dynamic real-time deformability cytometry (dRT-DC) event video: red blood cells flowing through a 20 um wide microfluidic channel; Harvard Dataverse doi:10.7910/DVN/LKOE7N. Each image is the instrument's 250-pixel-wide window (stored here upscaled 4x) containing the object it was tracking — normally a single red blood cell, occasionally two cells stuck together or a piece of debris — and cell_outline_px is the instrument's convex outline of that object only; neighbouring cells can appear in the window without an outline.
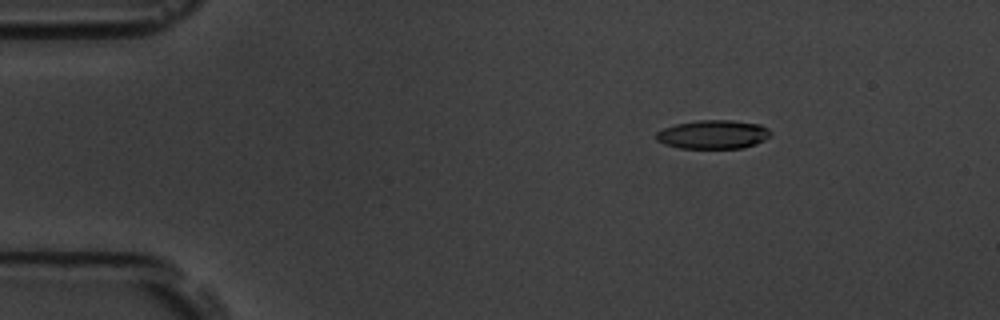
{"species": "common noctule bat (a hibernating species)", "species_latin": "Nyctalus noctula", "temperature_condition": "room temperature", "stored_images_in_passage": 7, "camera_frame_rate_fps": 3000, "um_per_image_px": 0.085, "animal": {"sex": "male", "body_mass_g": 19.5, "forearm_length_mm": 54.6}, "frame": {"image": 1, "passage_image": 3, "time_ms": 2.333, "image_size_px": [1000, 320], "cell_outline_px": [[772, 136], [756, 144], [744, 148], [680, 148], [664, 144], [656, 140], [656, 132], [664, 128], [676, 124], [696, 120], [732, 120], [760, 124], [768, 128], [772, 132]], "centroid_in_image_um": [60.65, 11.43], "position_along_channel_um": 24.4, "area_um2": 19.36}}
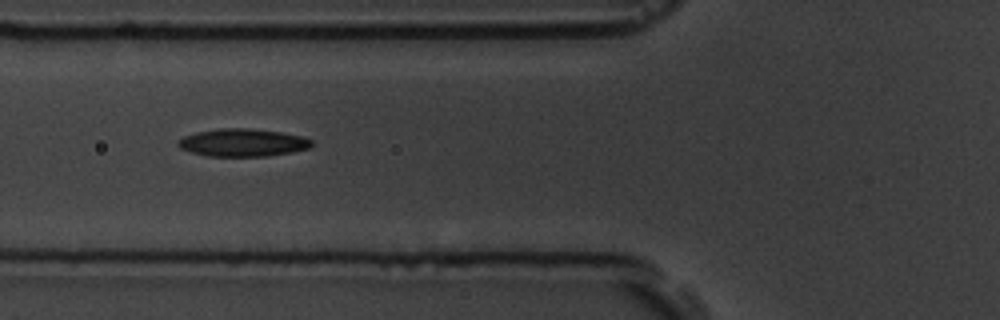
{"frame": {"image": 2, "passage_image": 6, "time_ms": 6.667, "image_size_px": [1000, 320], "cell_outline_px": [[312, 144], [308, 148], [292, 152], [268, 156], [208, 156], [192, 152], [180, 148], [176, 144], [176, 140], [184, 136], [196, 132], [220, 128], [248, 128], [280, 132], [304, 136], [312, 140]], "centroid_in_image_um": [20.61, 12.12], "position_along_channel_um": 105.2, "area_um2": 21.62}}
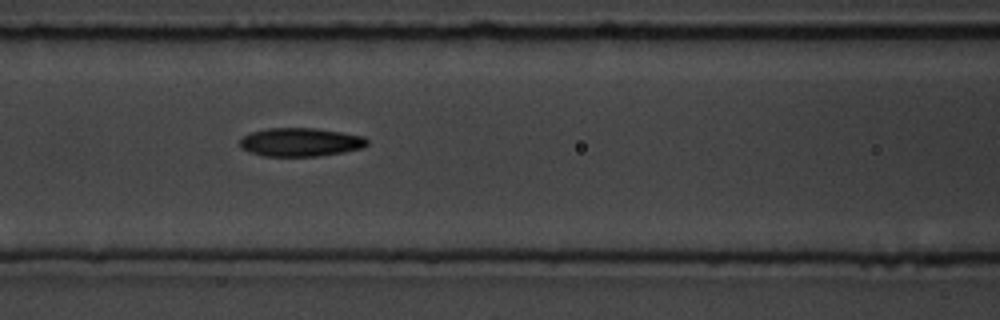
{"frame": {"image": 3, "passage_image": 7, "time_ms": 7.667, "image_size_px": [1000, 320], "cell_outline_px": [[368, 144], [360, 148], [344, 152], [320, 156], [264, 156], [248, 152], [240, 148], [240, 140], [244, 136], [252, 132], [268, 128], [316, 128], [364, 136], [368, 140]], "centroid_in_image_um": [25.53, 12.09], "position_along_channel_um": 141.1, "area_um2": 21.15}}